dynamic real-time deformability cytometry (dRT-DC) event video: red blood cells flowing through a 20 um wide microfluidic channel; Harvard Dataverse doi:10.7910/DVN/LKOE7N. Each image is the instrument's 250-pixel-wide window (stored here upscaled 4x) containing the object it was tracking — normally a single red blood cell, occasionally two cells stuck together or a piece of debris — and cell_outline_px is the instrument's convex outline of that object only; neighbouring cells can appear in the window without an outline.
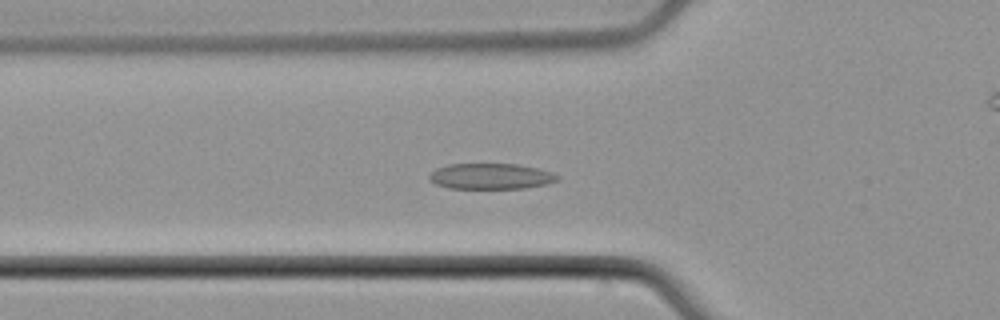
{"species": "common noctule bat (a hibernating species)", "species_latin": "Nyctalus noctula", "temperature_condition": "cold", "stored_images_in_passage": 41, "camera_frame_rate_fps": 3000, "um_per_image_px": 0.085, "animal": {"sex": "male", "body_mass_g": 21.5, "forearm_length_mm": 52.0}, "frame": {"image": 1, "passage_image": 4, "time_ms": 1.0, "image_size_px": [1000, 320], "cell_outline_px": [[560, 180], [548, 184], [524, 188], [448, 188], [436, 184], [428, 176], [436, 168], [448, 164], [516, 164], [536, 168], [552, 172], [560, 176]], "centroid_in_image_um": [41.76, 14.98], "position_along_channel_um": 84.0, "area_um2": 19.19}}
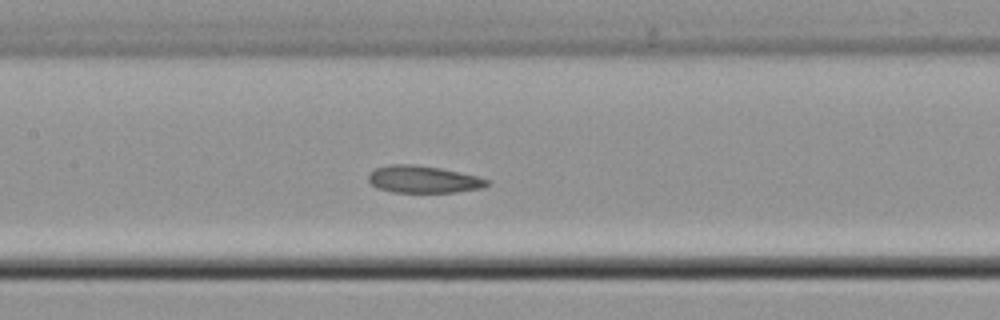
{"frame": {"image": 2, "passage_image": 11, "time_ms": 3.333, "image_size_px": [1000, 320], "cell_outline_px": [[492, 184], [484, 188], [456, 192], [392, 192], [376, 188], [368, 180], [368, 176], [376, 168], [392, 164], [412, 164], [440, 168], [460, 172], [476, 176], [488, 180]], "centroid_in_image_um": [36.01, 15.25], "position_along_channel_um": 171.4, "area_um2": 18.79}}
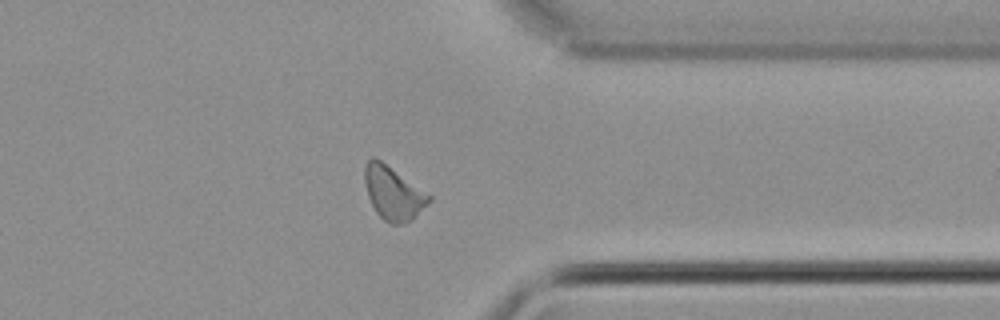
{"frame": {"image": 3, "passage_image": 28, "time_ms": 9.0, "image_size_px": [1000, 320], "cell_outline_px": [[432, 200], [412, 220], [400, 224], [392, 224], [384, 220], [376, 212], [368, 196], [364, 180], [364, 168], [368, 160], [372, 156], [376, 156], [432, 196]], "centroid_in_image_um": [33.42, 16.39], "position_along_channel_um": 378.0, "area_um2": 20.06}, "authors_computed_cell_mechanics": {"area_um2": 19.2474, "velocity_mm_per_s": 3.7474, "shape_relaxation_time_tau1_ms": 4.6939, "shape_relaxation_time_tau2_ms": 1.5141, "deformation_change_tau1": 0.1016, "deformation_change_tau2": 0.0693}}